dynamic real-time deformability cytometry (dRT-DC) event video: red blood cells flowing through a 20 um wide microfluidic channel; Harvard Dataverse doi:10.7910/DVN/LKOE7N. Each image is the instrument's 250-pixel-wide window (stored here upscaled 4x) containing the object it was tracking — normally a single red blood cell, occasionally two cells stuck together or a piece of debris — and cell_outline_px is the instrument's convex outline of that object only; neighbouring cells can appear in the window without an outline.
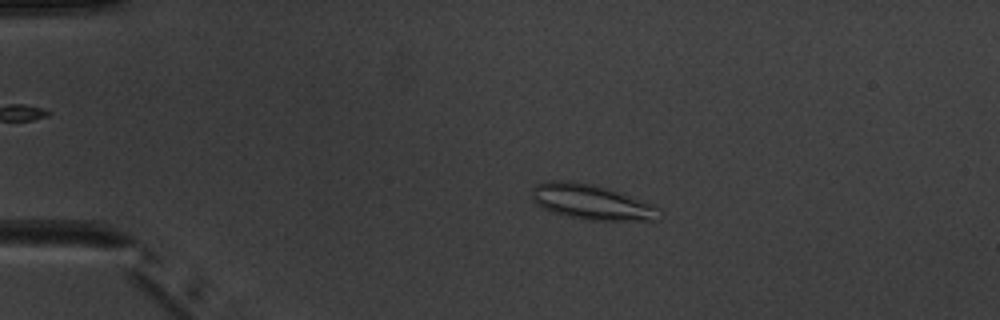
{"species": "common noctule bat (a hibernating species)", "species_latin": "Nyctalus noctula", "temperature_condition": "warm", "stored_images_in_passage": 6, "camera_frame_rate_fps": 3000, "um_per_image_px": 0.085, "animal": {"sex": "male", "body_mass_g": 20.1, "forearm_length_mm": 53.5}, "frame": {"image": 1, "passage_image": 3, "time_ms": 2.333, "image_size_px": [1000, 320], "cell_outline_px": [[660, 208], [652, 220], [588, 220], [568, 216], [552, 212], [540, 208], [532, 200], [532, 188], [536, 184], [548, 180], [568, 180], [592, 184], [608, 188], [652, 204]], "centroid_in_image_um": [50.17, 17.15], "position_along_channel_um": 34.8, "area_um2": 25.89}}
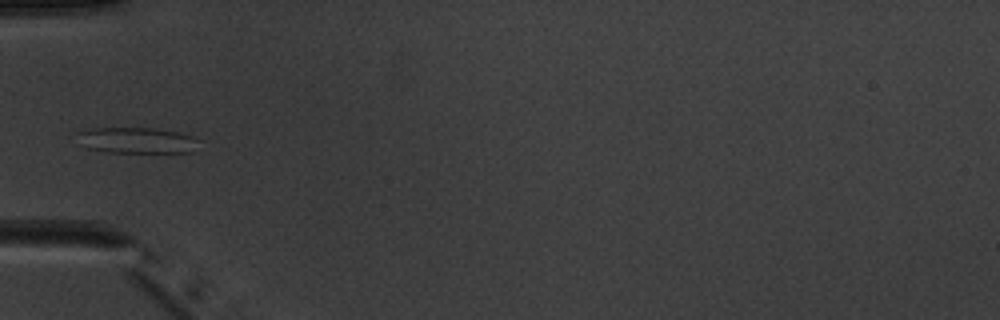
{"frame": {"image": 2, "passage_image": 5, "time_ms": 4.667, "image_size_px": [1000, 320], "cell_outline_px": [[200, 140], [192, 152], [108, 152], [88, 148], [76, 132], [96, 128], [152, 128], [176, 132], [192, 136]], "centroid_in_image_um": [11.69, 11.93], "position_along_channel_um": 73.3, "area_um2": 17.92}}
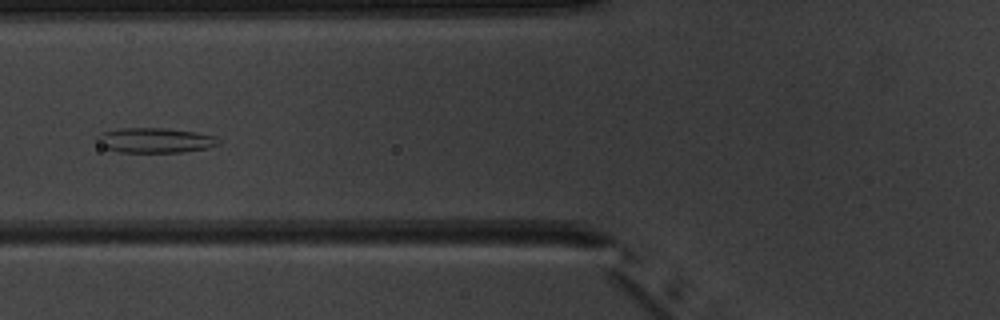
{"frame": {"image": 3, "passage_image": 6, "time_ms": 5.667, "image_size_px": [1000, 320], "cell_outline_px": [[220, 144], [204, 148], [184, 152], [120, 152], [100, 148], [96, 140], [96, 136], [100, 132], [120, 128], [164, 128], [196, 132], [216, 136], [220, 140]], "centroid_in_image_um": [13.11, 11.92], "position_along_channel_um": 112.7, "area_um2": 17.92}}